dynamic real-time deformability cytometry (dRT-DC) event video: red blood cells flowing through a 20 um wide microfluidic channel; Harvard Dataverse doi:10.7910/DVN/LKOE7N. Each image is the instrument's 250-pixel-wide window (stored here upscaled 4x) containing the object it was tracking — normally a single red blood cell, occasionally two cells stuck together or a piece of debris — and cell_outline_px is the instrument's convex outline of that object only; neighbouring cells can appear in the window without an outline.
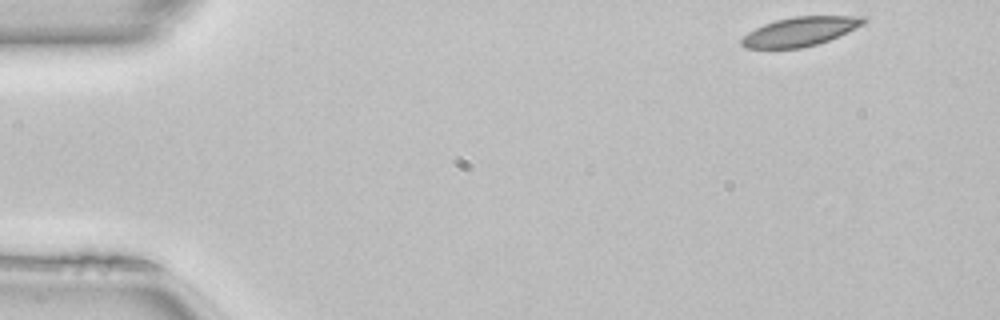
{"species": "common noctule bat (a hibernating species)", "species_latin": "Nyctalus noctula", "temperature_condition": "room temperature", "stored_images_in_passage": 47, "camera_frame_rate_fps": 3000, "um_per_image_px": 0.085, "animal": {"sex": "female", "body_mass_g": 22.7, "forearm_length_mm": 54.2}, "frame": {"image": 1, "passage_image": 1, "time_ms": 0.0, "image_size_px": [1000, 320], "cell_outline_px": [[868, 20], [864, 24], [828, 40], [816, 44], [800, 48], [744, 48], [740, 44], [740, 40], [748, 32], [764, 24], [776, 20], [796, 16], [868, 16]], "centroid_in_image_um": [68.01, 2.67], "position_along_channel_um": 17.0, "area_um2": 20.52}}
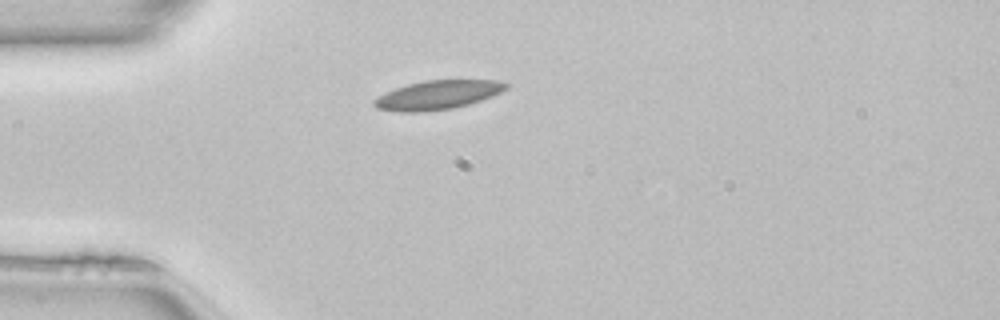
{"frame": {"image": 2, "passage_image": 10, "time_ms": 3.0, "image_size_px": [1000, 320], "cell_outline_px": [[508, 88], [492, 96], [468, 104], [452, 108], [420, 112], [400, 112], [376, 108], [372, 104], [372, 100], [396, 88], [408, 84], [424, 80], [500, 80], [508, 84]], "centroid_in_image_um": [37.2, 8.07], "position_along_channel_um": 47.8, "area_um2": 22.08}}
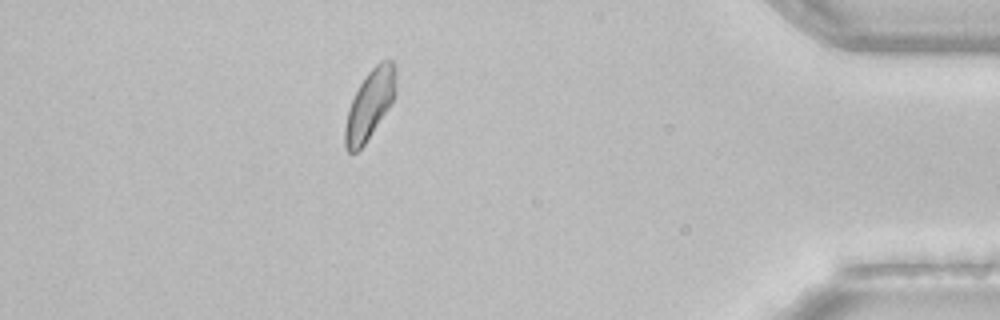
{"frame": {"image": 3, "passage_image": 41, "time_ms": 13.333, "image_size_px": [1000, 320], "cell_outline_px": [[396, 92], [388, 108], [364, 144], [356, 152], [348, 152], [344, 144], [344, 128], [348, 108], [360, 84], [368, 72], [380, 60], [392, 60], [396, 64]], "centroid_in_image_um": [31.43, 8.85], "position_along_channel_um": 403.8, "area_um2": 20.29}, "authors_computed_cell_mechanics": {"area_um2": 20.9814, "velocity_mm_per_s": 4.0588, "shape_relaxation_time_tau1_ms": 3.2698, "shape_relaxation_time_tau2_ms": 9.7107, "deformation_change_tau1": 0.0753, "deformation_change_tau2": 0.0955}}